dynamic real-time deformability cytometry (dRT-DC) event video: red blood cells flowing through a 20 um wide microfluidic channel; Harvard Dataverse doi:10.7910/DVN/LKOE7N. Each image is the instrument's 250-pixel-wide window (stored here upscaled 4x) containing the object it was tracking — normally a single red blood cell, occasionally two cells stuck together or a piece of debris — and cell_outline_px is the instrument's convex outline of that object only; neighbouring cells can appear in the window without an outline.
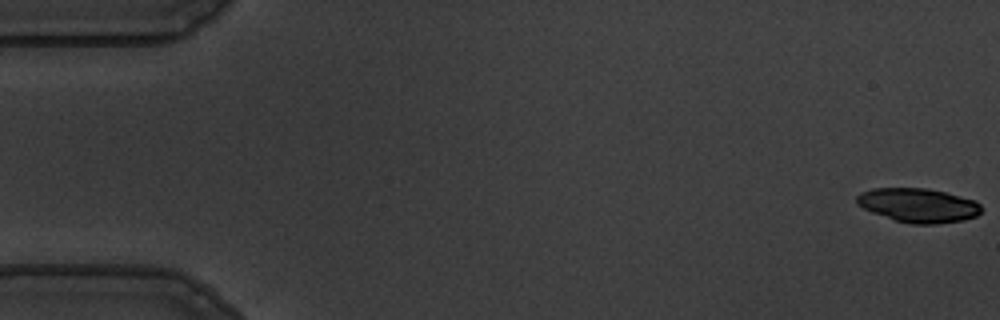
{"species": "common noctule bat (a hibernating species)", "species_latin": "Nyctalus noctula", "temperature_condition": "warm", "stored_images_in_passage": 55, "camera_frame_rate_fps": 3000, "um_per_image_px": 0.085, "animal": {"sex": "male", "body_mass_g": 19.5, "forearm_length_mm": 54.6}, "frame": {"image": 1, "passage_image": 1, "time_ms": 0.0, "image_size_px": [1000, 320], "cell_outline_px": [[980, 212], [976, 216], [964, 220], [936, 224], [912, 224], [896, 220], [872, 212], [856, 204], [856, 196], [860, 192], [872, 188], [924, 188], [944, 192], [976, 200], [980, 204]], "centroid_in_image_um": [78.04, 17.44], "position_along_channel_um": 7.0, "area_um2": 24.68}}
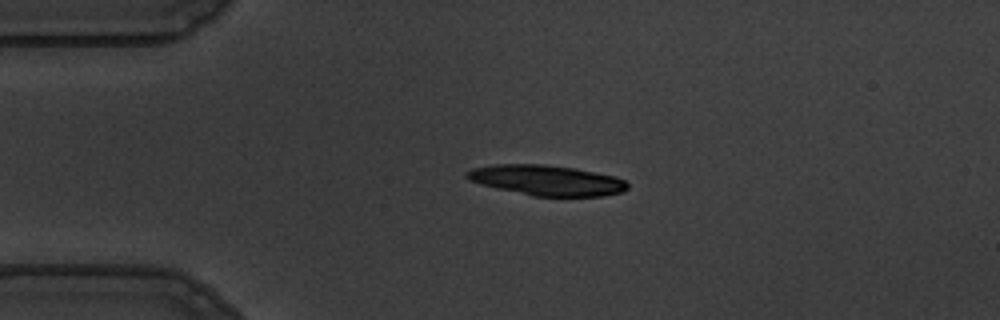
{"frame": {"image": 2, "passage_image": 13, "time_ms": 4.0, "image_size_px": [1000, 320], "cell_outline_px": [[628, 188], [624, 192], [604, 196], [532, 196], [496, 188], [480, 184], [468, 180], [464, 176], [464, 172], [472, 168], [492, 164], [544, 164], [572, 168], [616, 176], [624, 180], [628, 184]], "centroid_in_image_um": [46.44, 15.32], "position_along_channel_um": 38.6, "area_um2": 28.61}}